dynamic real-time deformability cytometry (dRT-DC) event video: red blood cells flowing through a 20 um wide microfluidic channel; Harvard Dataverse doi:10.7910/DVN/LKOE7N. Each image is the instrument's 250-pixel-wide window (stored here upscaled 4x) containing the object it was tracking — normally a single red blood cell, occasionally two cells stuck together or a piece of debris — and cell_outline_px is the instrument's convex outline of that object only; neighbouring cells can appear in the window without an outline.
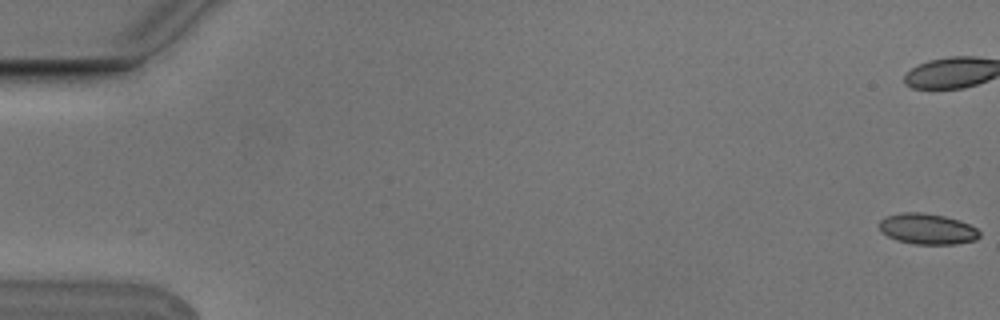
{"species": "Egyptian fruit bat (a non-hibernating species)", "species_latin": "Rousettus aegyptiacus", "temperature_condition": "cold", "stored_images_in_passage": 8, "camera_frame_rate_fps": 3000, "um_per_image_px": 0.085, "animal": {"sex": "male"}, "frame": {"image": 1, "passage_image": 1, "time_ms": 0.0, "image_size_px": [1000, 320], "cell_outline_px": [[980, 236], [976, 240], [956, 244], [912, 244], [896, 240], [880, 232], [880, 220], [884, 216], [900, 212], [924, 212], [944, 216], [960, 220], [976, 228], [980, 232]], "centroid_in_image_um": [78.81, 19.45], "position_along_channel_um": 6.2, "area_um2": 18.21}}
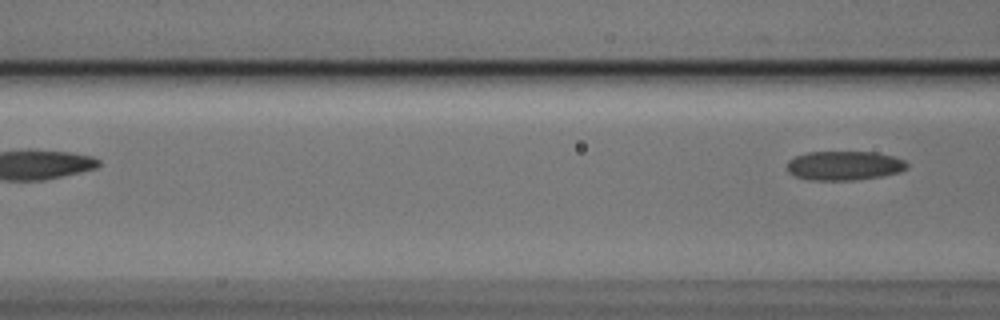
{"frame": {"image": 2, "passage_image": 8, "time_ms": 2.333, "image_size_px": [1000, 320], "cell_outline_px": [[908, 168], [900, 172], [880, 176], [856, 180], [812, 180], [796, 176], [788, 172], [784, 168], [788, 160], [796, 156], [808, 152], [876, 152], [892, 156], [904, 160], [908, 164]], "centroid_in_image_um": [71.74, 14.08], "position_along_channel_um": 94.9, "area_um2": 20.52}}